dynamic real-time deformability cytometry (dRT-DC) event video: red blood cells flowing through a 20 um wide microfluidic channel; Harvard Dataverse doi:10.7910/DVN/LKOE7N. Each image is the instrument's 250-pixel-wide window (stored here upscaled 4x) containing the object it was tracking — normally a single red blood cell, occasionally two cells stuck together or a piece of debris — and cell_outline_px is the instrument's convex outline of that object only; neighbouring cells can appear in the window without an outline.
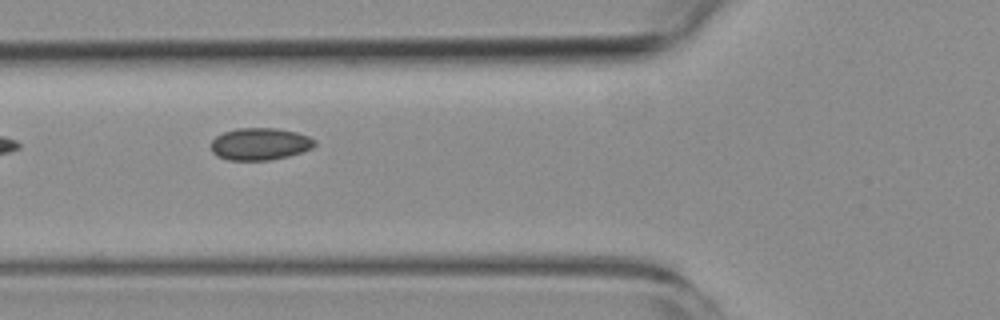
{"species": "common noctule bat (a hibernating species)", "species_latin": "Nyctalus noctula", "temperature_condition": "room temperature", "stored_images_in_passage": 6, "camera_frame_rate_fps": 3000, "um_per_image_px": 0.085, "animal": {"sex": "female", "body_mass_g": 19.3, "forearm_length_mm": 54.1}, "frame": {"image": 1, "passage_image": 5, "time_ms": 5.333, "image_size_px": [1000, 320], "cell_outline_px": [[316, 144], [312, 148], [288, 156], [268, 160], [228, 160], [216, 156], [212, 152], [212, 140], [216, 136], [224, 132], [236, 128], [276, 128], [296, 132], [308, 136], [316, 140]], "centroid_in_image_um": [22.09, 12.23], "position_along_channel_um": 103.7, "area_um2": 19.42}}
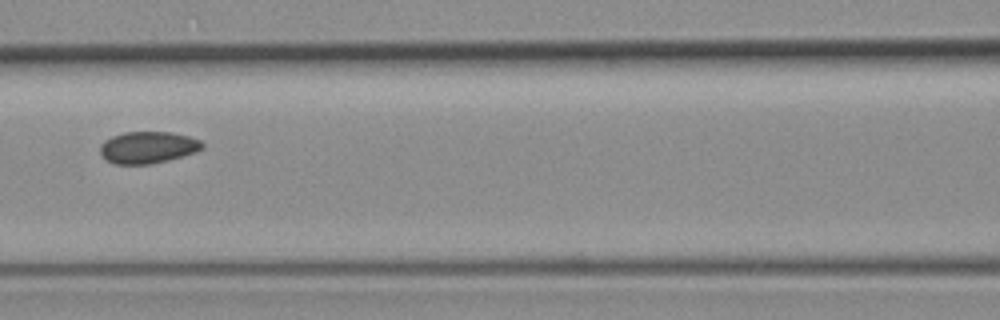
{"frame": {"image": 2, "passage_image": 6, "time_ms": 6.667, "image_size_px": [1000, 320], "cell_outline_px": [[204, 148], [196, 152], [168, 160], [152, 164], [116, 164], [104, 160], [100, 152], [100, 144], [104, 140], [112, 136], [124, 132], [172, 132], [188, 136], [200, 140], [204, 144]], "centroid_in_image_um": [12.56, 12.53], "position_along_channel_um": 154.0, "area_um2": 19.13}}